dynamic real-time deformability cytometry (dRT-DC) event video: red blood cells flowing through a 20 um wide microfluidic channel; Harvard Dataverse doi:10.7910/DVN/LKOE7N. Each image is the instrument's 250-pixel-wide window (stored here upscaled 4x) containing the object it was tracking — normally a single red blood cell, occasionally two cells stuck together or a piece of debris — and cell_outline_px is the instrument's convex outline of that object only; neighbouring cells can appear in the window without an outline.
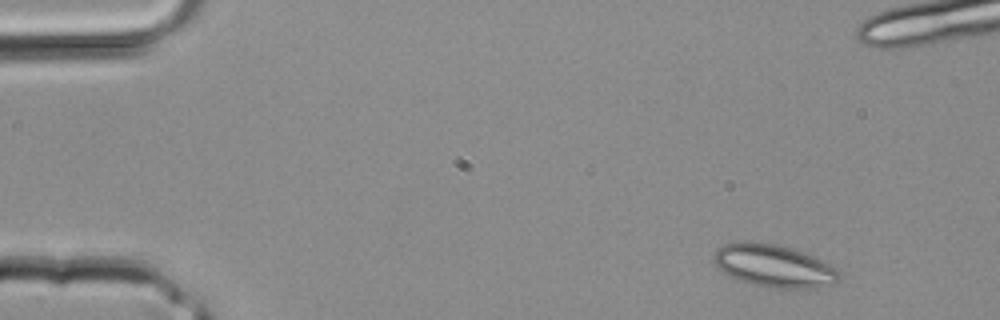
{"species": "common noctule bat (a hibernating species)", "species_latin": "Nyctalus noctula", "temperature_condition": "room temperature", "stored_images_in_passage": 4, "camera_frame_rate_fps": 3000, "um_per_image_px": 0.085, "animal": {"sex": "male", "body_mass_g": 20.4}, "frame": {"image": 1, "passage_image": 1, "time_ms": 0.0, "image_size_px": [1000, 320], "cell_outline_px": [[840, 276], [836, 284], [816, 288], [772, 288], [740, 280], [728, 276], [712, 260], [712, 256], [716, 248], [724, 244], [744, 240], [748, 240], [776, 244], [792, 248], [824, 260], [836, 268], [840, 272]], "centroid_in_image_um": [65.79, 22.58], "position_along_channel_um": 19.2, "area_um2": 31.5}}